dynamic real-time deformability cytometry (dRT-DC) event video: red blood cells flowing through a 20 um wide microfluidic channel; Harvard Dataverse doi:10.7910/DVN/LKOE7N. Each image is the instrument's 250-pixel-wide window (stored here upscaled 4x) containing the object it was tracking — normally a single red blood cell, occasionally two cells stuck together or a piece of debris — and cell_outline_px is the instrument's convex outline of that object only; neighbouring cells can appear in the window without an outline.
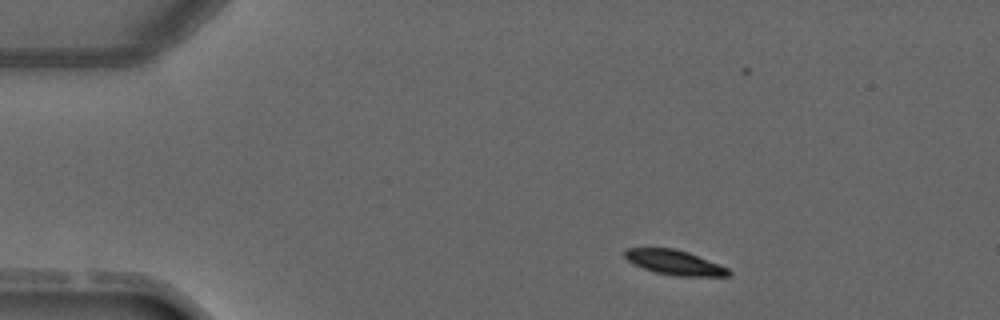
{"species": "common noctule bat (a hibernating species)", "species_latin": "Nyctalus noctula", "temperature_condition": "warm", "stored_images_in_passage": 4, "camera_frame_rate_fps": 3000, "um_per_image_px": 0.085, "animal": {"sex": "male", "forearm_length_mm": 52.5}, "frame": {"image": 1, "passage_image": 2, "time_ms": 1.0, "image_size_px": [1000, 320], "cell_outline_px": [[732, 272], [728, 276], [676, 276], [656, 272], [644, 268], [628, 260], [624, 256], [624, 248], [676, 248], [688, 252], [720, 264], [728, 268]], "centroid_in_image_um": [57.36, 22.3], "position_along_channel_um": 27.6, "area_um2": 14.91}}
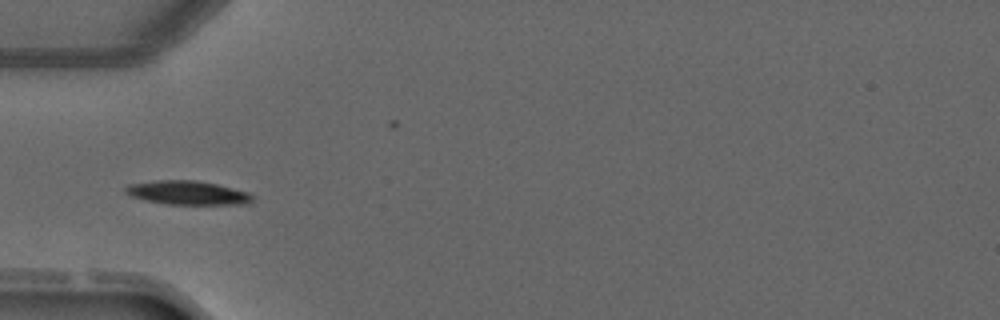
{"frame": {"image": 2, "passage_image": 4, "time_ms": 3.333, "image_size_px": [1000, 320], "cell_outline_px": [[252, 200], [248, 204], [168, 204], [144, 200], [132, 196], [124, 192], [124, 188], [132, 184], [156, 180], [196, 180], [216, 184], [248, 192], [252, 196]], "centroid_in_image_um": [15.93, 16.38], "position_along_channel_um": 69.1, "area_um2": 17.46}}